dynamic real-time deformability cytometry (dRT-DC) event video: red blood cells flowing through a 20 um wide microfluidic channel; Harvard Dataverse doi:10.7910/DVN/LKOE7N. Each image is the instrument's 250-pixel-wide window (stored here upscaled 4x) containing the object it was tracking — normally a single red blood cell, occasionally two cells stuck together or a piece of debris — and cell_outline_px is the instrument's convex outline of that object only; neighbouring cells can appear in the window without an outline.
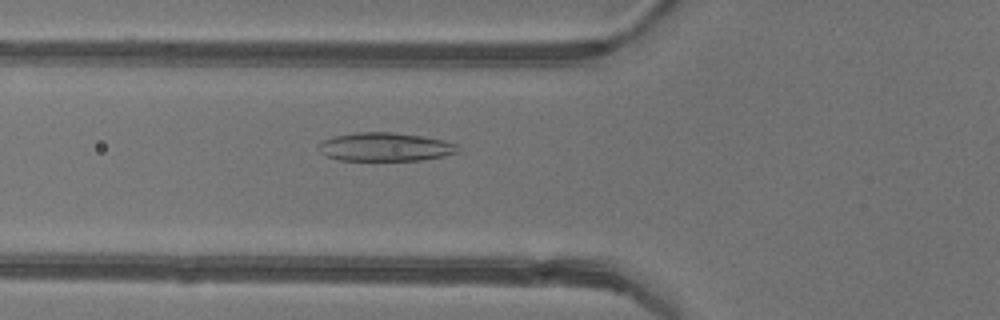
{"species": "common noctule bat (a hibernating species)", "species_latin": "Nyctalus noctula", "temperature_condition": "warm", "stored_images_in_passage": 47, "camera_frame_rate_fps": 3000, "um_per_image_px": 0.085, "animal": {"sex": "female"}, "frame": {"image": 1, "passage_image": 17, "time_ms": 5.333, "image_size_px": [1000, 320], "cell_outline_px": [[460, 152], [444, 156], [420, 160], [340, 160], [328, 156], [320, 152], [316, 148], [316, 144], [320, 140], [332, 136], [356, 132], [392, 132], [424, 136], [444, 140], [456, 144], [460, 148]], "centroid_in_image_um": [32.71, 12.48], "position_along_channel_um": 93.1, "area_um2": 23.52}}
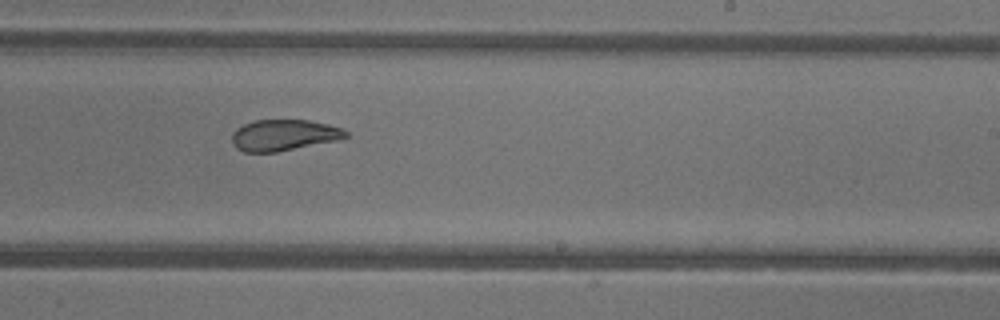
{"frame": {"image": 2, "passage_image": 29, "time_ms": 9.333, "image_size_px": [1000, 320], "cell_outline_px": [[348, 136], [336, 140], [276, 152], [244, 152], [236, 148], [232, 144], [232, 132], [236, 128], [252, 120], [308, 120], [328, 124], [344, 128], [348, 132]], "centroid_in_image_um": [24.1, 11.48], "position_along_channel_um": 264.9, "area_um2": 20.69}}
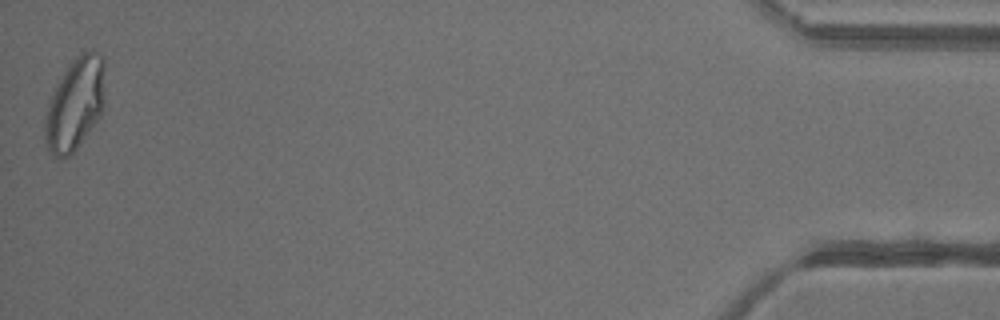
{"frame": {"image": 3, "passage_image": 47, "time_ms": 15.333, "image_size_px": [1000, 320], "cell_outline_px": [[104, 104], [100, 116], [76, 148], [68, 156], [52, 156], [44, 140], [44, 116], [52, 96], [68, 64], [80, 52], [92, 48], [104, 56]], "centroid_in_image_um": [6.4, 8.79], "position_along_channel_um": 428.8, "area_um2": 32.19}, "authors_computed_cell_mechanics": {"area_um2": 25.3164, "velocity_mm_per_s": 4.2849, "shape_relaxation_time_tau1_ms": null, "shape_relaxation_time_tau2_ms": 1.4742, "deformation_change_tau1": null, "deformation_change_tau2": 0.0756}}